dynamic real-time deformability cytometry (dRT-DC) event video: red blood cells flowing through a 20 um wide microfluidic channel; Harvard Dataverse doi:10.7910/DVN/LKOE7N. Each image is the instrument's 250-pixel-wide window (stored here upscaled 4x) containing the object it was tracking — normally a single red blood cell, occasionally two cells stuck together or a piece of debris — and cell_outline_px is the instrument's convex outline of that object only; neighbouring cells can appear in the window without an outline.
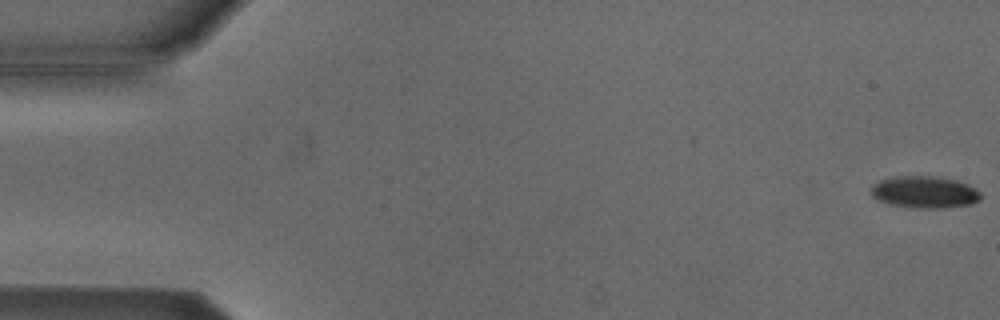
{"species": "Egyptian fruit bat (a non-hibernating species)", "species_latin": "Rousettus aegyptiacus", "temperature_condition": "cold", "stored_images_in_passage": 49, "camera_frame_rate_fps": 3000, "um_per_image_px": 0.085, "animal": {"sex": "male"}, "frame": {"image": 1, "passage_image": 1, "time_ms": 0.0, "image_size_px": [1000, 320], "cell_outline_px": [[980, 200], [972, 204], [936, 208], [912, 208], [888, 204], [876, 200], [872, 196], [872, 184], [880, 180], [892, 176], [936, 176], [956, 180], [968, 184], [976, 188], [980, 192]], "centroid_in_image_um": [78.56, 16.32], "position_along_channel_um": 6.4, "area_um2": 20.63}}
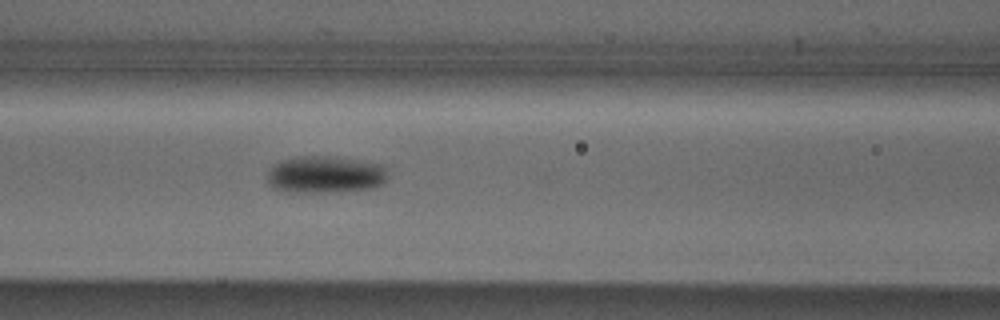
{"frame": {"image": 2, "passage_image": 23, "time_ms": 7.333, "image_size_px": [1000, 320], "cell_outline_px": [[388, 176], [376, 188], [328, 192], [288, 192], [272, 188], [268, 184], [268, 172], [276, 164], [284, 160], [296, 156], [320, 156], [356, 160], [384, 164], [388, 168]], "centroid_in_image_um": [27.67, 14.85], "position_along_channel_um": 138.9, "area_um2": 26.01}}
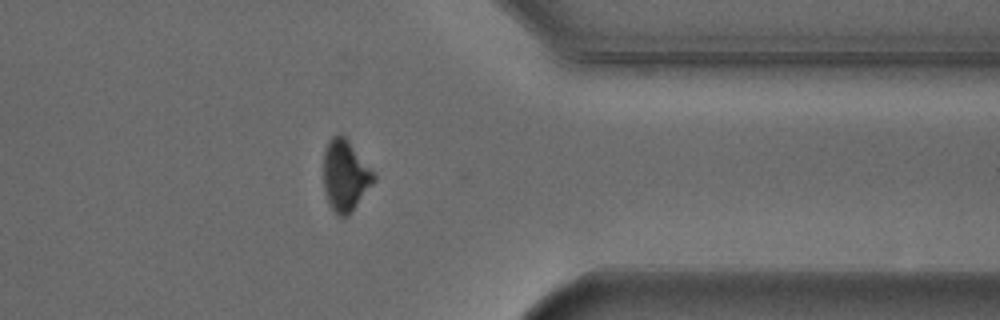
{"frame": {"image": 3, "passage_image": 43, "time_ms": 14.0, "image_size_px": [1000, 320], "cell_outline_px": [[376, 180], [352, 212], [348, 216], [336, 216], [328, 204], [324, 188], [324, 152], [328, 140], [332, 136], [344, 136], [348, 140], [376, 176]], "centroid_in_image_um": [29.34, 14.98], "position_along_channel_um": 382.1, "area_um2": 20.75}, "authors_computed_cell_mechanics": {"area_um2": 23.0622, "velocity_mm_per_s": 3.8273, "shape_relaxation_time_tau1_ms": 2.0355, "shape_relaxation_time_tau2_ms": null, "deformation_change_tau1": 0.1148, "deformation_change_tau2": null}}